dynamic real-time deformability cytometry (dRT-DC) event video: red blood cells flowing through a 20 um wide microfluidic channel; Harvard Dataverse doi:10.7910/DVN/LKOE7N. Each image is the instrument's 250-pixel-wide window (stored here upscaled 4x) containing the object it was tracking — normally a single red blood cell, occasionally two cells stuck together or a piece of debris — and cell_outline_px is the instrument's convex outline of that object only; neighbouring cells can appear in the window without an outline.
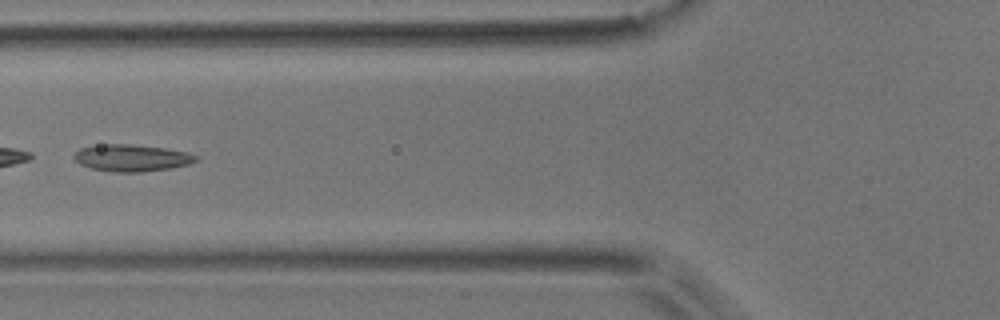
{"species": "common noctule bat (a hibernating species)", "species_latin": "Nyctalus noctula", "temperature_condition": "room temperature", "stored_images_in_passage": 5, "camera_frame_rate_fps": 3000, "um_per_image_px": 0.085, "animal": {"sex": "male", "body_mass_g": 17.9}, "frame": {"image": 1, "passage_image": 5, "time_ms": 1.333, "image_size_px": [1000, 320], "cell_outline_px": [[200, 156], [196, 160], [188, 164], [172, 168], [140, 172], [112, 172], [92, 168], [80, 164], [72, 156], [80, 148], [108, 144], [132, 144], [164, 148], [188, 152]], "centroid_in_image_um": [11.22, 13.42], "position_along_channel_um": 114.6, "area_um2": 19.02}}